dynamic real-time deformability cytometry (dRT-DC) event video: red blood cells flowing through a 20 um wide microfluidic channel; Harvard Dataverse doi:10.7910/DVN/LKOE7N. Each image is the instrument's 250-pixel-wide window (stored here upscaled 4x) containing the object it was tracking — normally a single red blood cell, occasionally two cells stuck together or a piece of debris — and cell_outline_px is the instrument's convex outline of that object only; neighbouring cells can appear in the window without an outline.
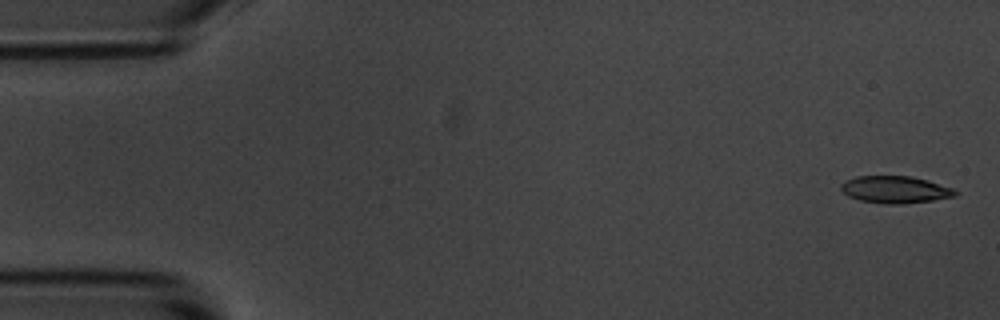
{"species": "common noctule bat (a hibernating species)", "species_latin": "Nyctalus noctula", "temperature_condition": "room temperature", "stored_images_in_passage": 5, "camera_frame_rate_fps": 3000, "um_per_image_px": 0.085, "animal": {"sex": "male", "body_mass_g": 20.1, "forearm_length_mm": 53.5}, "frame": {"image": 1, "passage_image": 1, "time_ms": 0.0, "image_size_px": [1000, 320], "cell_outline_px": [[960, 192], [956, 196], [932, 200], [896, 204], [888, 204], [860, 200], [848, 196], [840, 188], [840, 184], [856, 176], [908, 176], [928, 180], [952, 188]], "centroid_in_image_um": [76.1, 16.11], "position_along_channel_um": 8.9, "area_um2": 17.86}}
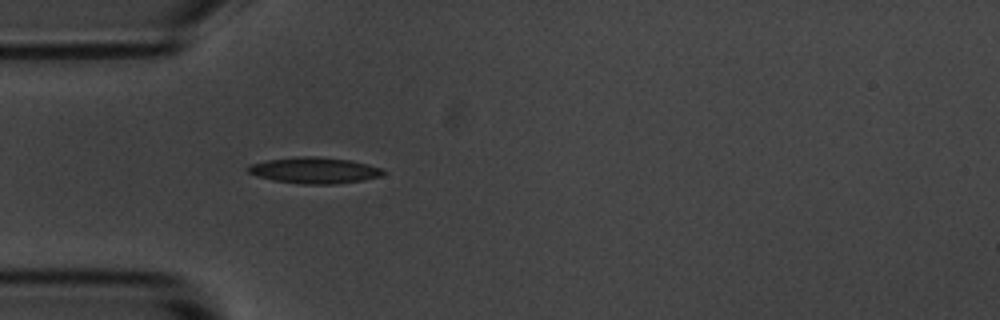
{"frame": {"image": 2, "passage_image": 5, "time_ms": 4.667, "image_size_px": [1000, 320], "cell_outline_px": [[384, 172], [380, 176], [360, 180], [336, 184], [300, 184], [272, 180], [256, 176], [248, 172], [244, 168], [248, 164], [268, 160], [296, 156], [320, 156], [352, 160], [368, 164], [380, 168]], "centroid_in_image_um": [26.64, 14.47], "position_along_channel_um": 58.4, "area_um2": 20.75}}